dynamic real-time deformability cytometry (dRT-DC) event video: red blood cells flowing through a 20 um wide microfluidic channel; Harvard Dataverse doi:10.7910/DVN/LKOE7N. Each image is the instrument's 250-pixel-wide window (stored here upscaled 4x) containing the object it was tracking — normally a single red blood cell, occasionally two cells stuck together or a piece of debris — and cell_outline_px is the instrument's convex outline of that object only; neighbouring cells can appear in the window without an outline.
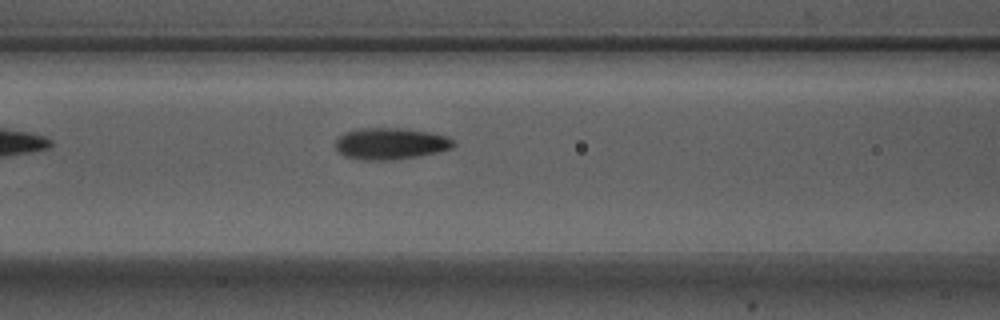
{"species": "Egyptian fruit bat (a non-hibernating species)", "species_latin": "Rousettus aegyptiacus", "temperature_condition": "warm", "stored_images_in_passage": 21, "camera_frame_rate_fps": 3000, "um_per_image_px": 0.085, "animal": {"sex": "male"}, "frame": {"image": 1, "passage_image": 8, "time_ms": 2.333, "image_size_px": [1000, 320], "cell_outline_px": [[456, 144], [452, 148], [436, 152], [416, 156], [392, 160], [364, 160], [344, 156], [336, 148], [336, 140], [344, 132], [356, 128], [408, 128], [448, 136]], "centroid_in_image_um": [33.19, 12.19], "position_along_channel_um": 133.4, "area_um2": 21.73}}
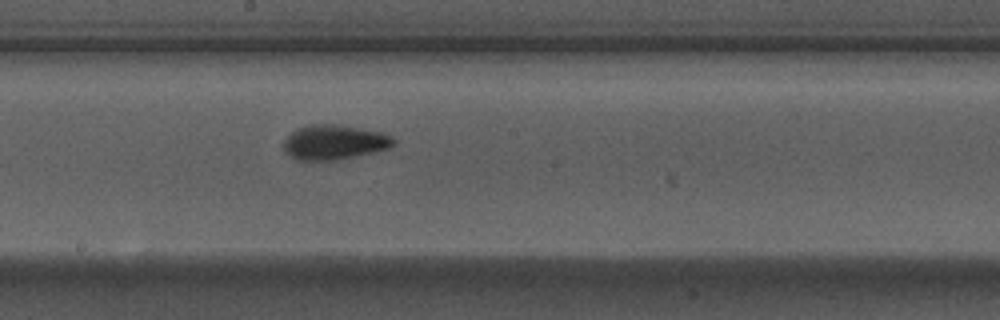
{"frame": {"image": 2, "passage_image": 15, "time_ms": 4.667, "image_size_px": [1000, 320], "cell_outline_px": [[396, 144], [388, 148], [372, 152], [336, 160], [296, 160], [284, 148], [284, 140], [292, 132], [300, 128], [312, 124], [340, 124], [380, 132], [392, 136], [396, 140]], "centroid_in_image_um": [28.44, 12.08], "position_along_channel_um": 219.8, "area_um2": 21.96}}
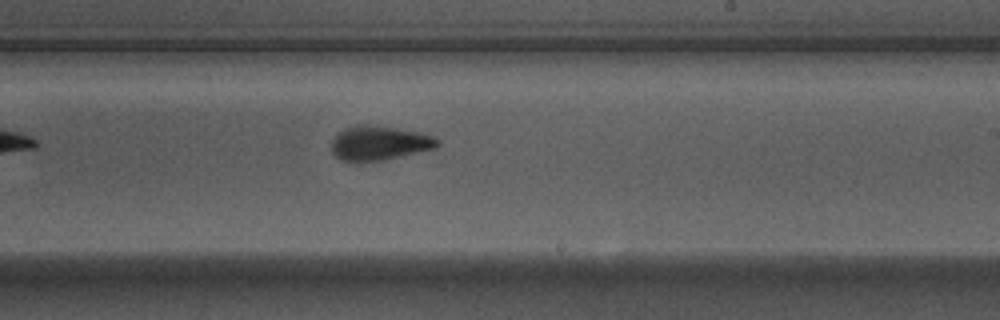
{"frame": {"image": 3, "passage_image": 18, "time_ms": 5.667, "image_size_px": [1000, 320], "cell_outline_px": [[440, 144], [436, 148], [384, 160], [340, 160], [332, 152], [332, 140], [336, 132], [344, 128], [360, 124], [368, 124], [396, 128], [416, 132], [432, 136], [440, 140]], "centroid_in_image_um": [32.23, 12.14], "position_along_channel_um": 256.8, "area_um2": 21.04}}